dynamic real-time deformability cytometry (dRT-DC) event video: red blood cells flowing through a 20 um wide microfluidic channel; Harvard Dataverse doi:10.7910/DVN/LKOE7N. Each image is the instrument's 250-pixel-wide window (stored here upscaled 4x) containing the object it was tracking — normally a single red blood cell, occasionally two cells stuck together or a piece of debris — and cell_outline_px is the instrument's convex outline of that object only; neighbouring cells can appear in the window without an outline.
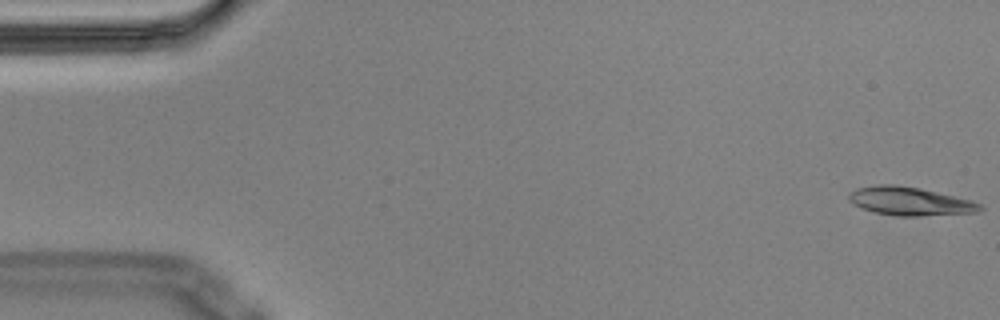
{"species": "Egyptian fruit bat (a non-hibernating species)", "species_latin": "Rousettus aegyptiacus", "temperature_condition": "cold", "stored_images_in_passage": 5, "camera_frame_rate_fps": 3000, "um_per_image_px": 0.085, "animal": {"sex": "male"}, "frame": {"image": 1, "passage_image": 1, "time_ms": 0.0, "image_size_px": [1000, 320], "cell_outline_px": [[984, 208], [976, 212], [916, 216], [896, 216], [876, 212], [864, 208], [848, 200], [848, 196], [856, 188], [880, 184], [892, 184], [920, 188], [972, 200], [980, 204]], "centroid_in_image_um": [77.36, 17.1], "position_along_channel_um": 7.6, "area_um2": 21.39}}
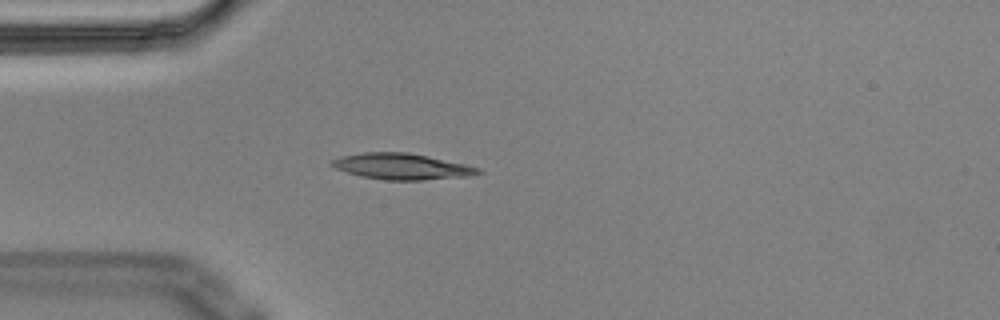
{"frame": {"image": 2, "passage_image": 5, "time_ms": 1.333, "image_size_px": [1000, 320], "cell_outline_px": [[484, 172], [468, 176], [420, 180], [384, 180], [360, 176], [336, 168], [328, 164], [332, 160], [340, 156], [364, 152], [408, 152], [428, 156], [464, 164], [480, 168]], "centroid_in_image_um": [34.13, 14.14], "position_along_channel_um": 50.9, "area_um2": 22.14}}